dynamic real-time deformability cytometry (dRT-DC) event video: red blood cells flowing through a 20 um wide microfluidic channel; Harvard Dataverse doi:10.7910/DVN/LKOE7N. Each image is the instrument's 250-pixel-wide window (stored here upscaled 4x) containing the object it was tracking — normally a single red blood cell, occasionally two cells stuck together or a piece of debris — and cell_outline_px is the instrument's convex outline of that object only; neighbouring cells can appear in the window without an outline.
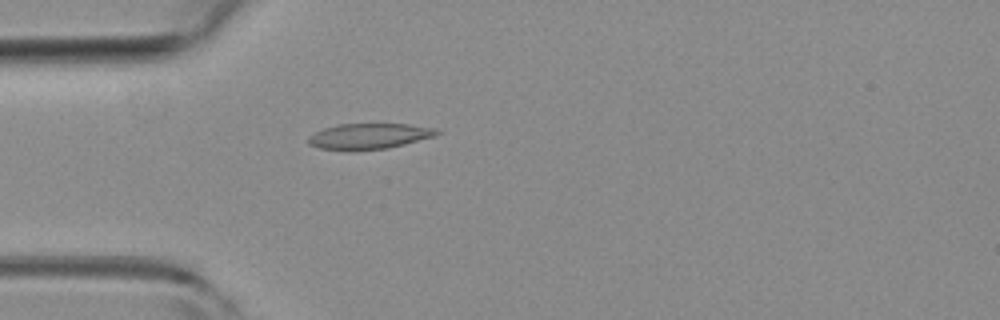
{"species": "common noctule bat (a hibernating species)", "species_latin": "Nyctalus noctula", "temperature_condition": "room temperature", "stored_images_in_passage": 48, "camera_frame_rate_fps": 3000, "um_per_image_px": 0.085, "animal": {"sex": "female", "body_mass_g": 19.3, "forearm_length_mm": 54.1}, "frame": {"image": 1, "passage_image": 11, "time_ms": 3.333, "image_size_px": [1000, 320], "cell_outline_px": [[444, 132], [436, 136], [388, 148], [352, 152], [320, 148], [308, 144], [308, 136], [324, 128], [336, 124], [408, 124], [436, 128]], "centroid_in_image_um": [31.39, 11.59], "position_along_channel_um": 53.6, "area_um2": 19.65}}
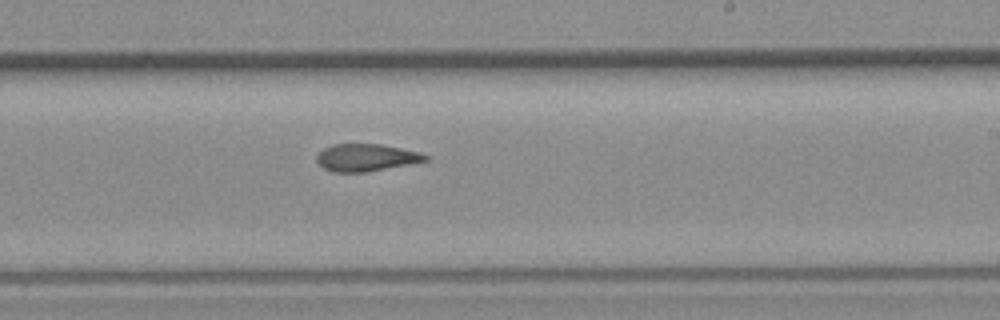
{"frame": {"image": 2, "passage_image": 27, "time_ms": 8.667, "image_size_px": [1000, 320], "cell_outline_px": [[428, 160], [408, 164], [364, 172], [332, 172], [324, 168], [316, 160], [316, 156], [324, 148], [332, 144], [380, 144], [420, 152], [428, 156]], "centroid_in_image_um": [31.09, 13.38], "position_along_channel_um": 257.9, "area_um2": 17.05}}
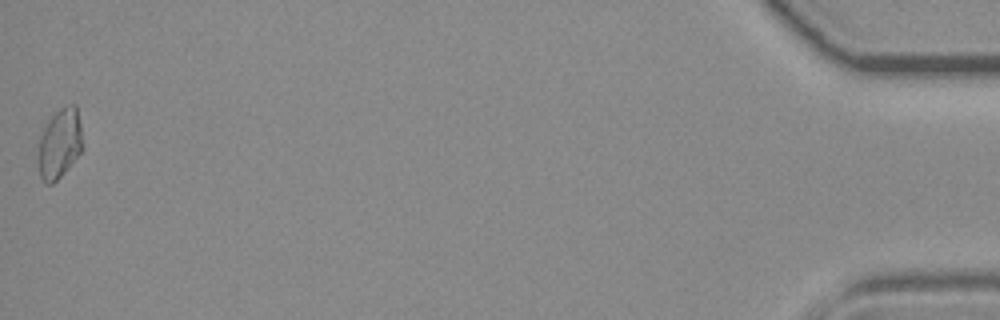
{"frame": {"image": 3, "passage_image": 48, "time_ms": 15.667, "image_size_px": [1000, 320], "cell_outline_px": [[80, 152], [64, 172], [52, 184], [44, 184], [40, 176], [36, 160], [36, 156], [40, 136], [48, 120], [60, 108], [72, 104], [76, 104], [80, 124]], "centroid_in_image_um": [4.99, 12.23], "position_along_channel_um": 430.2, "area_um2": 17.86}, "authors_computed_cell_mechanics": {"area_um2": 18.0914, "velocity_mm_per_s": 3.9502, "shape_relaxation_time_tau1_ms": null, "shape_relaxation_time_tau2_ms": 1.9534, "deformation_change_tau1": null, "deformation_change_tau2": 0.0745}}